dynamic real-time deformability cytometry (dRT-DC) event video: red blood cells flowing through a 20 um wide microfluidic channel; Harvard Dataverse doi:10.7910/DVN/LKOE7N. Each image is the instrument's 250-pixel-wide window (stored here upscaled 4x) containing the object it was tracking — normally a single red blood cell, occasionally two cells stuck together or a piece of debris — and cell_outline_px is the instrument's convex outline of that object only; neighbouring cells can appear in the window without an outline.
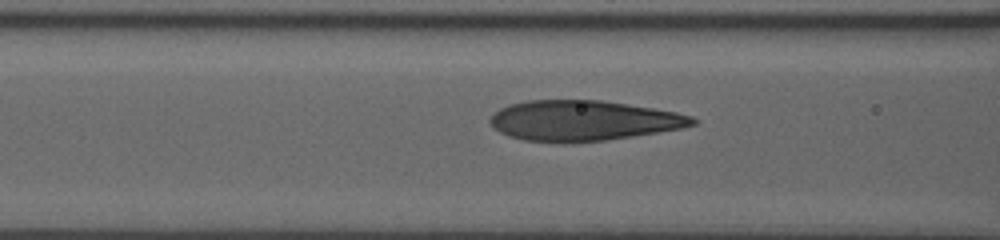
{"species": "human", "species_latin": "Homo sapiens", "temperature_condition": "room temperature", "stored_images_in_passage": 25, "camera_frame_rate_fps": 3000, "um_per_image_px": 0.085, "donor": {"sex": "male"}, "frame": {"image": 1, "passage_image": 18, "time_ms": 5.667, "image_size_px": [1000, 240], "cell_outline_px": [[696, 124], [680, 128], [608, 140], [564, 144], [524, 140], [508, 136], [500, 132], [488, 120], [500, 108], [508, 104], [528, 100], [600, 100], [652, 108], [676, 112], [692, 116], [696, 120]], "centroid_in_image_um": [49.54, 10.26], "position_along_channel_um": 117.1, "area_um2": 47.57}}
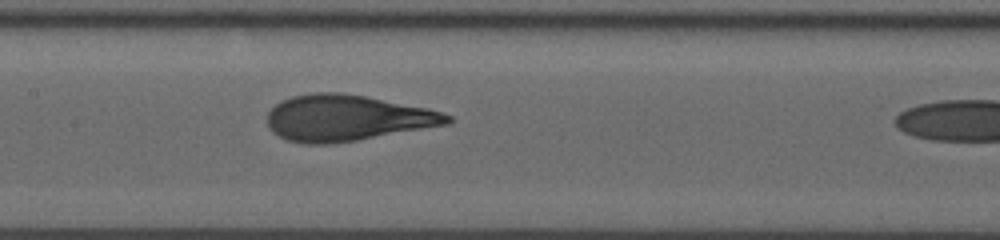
{"frame": {"image": 2, "passage_image": 24, "time_ms": 7.333, "image_size_px": [1000, 240], "cell_outline_px": [[452, 120], [448, 124], [356, 140], [328, 144], [304, 144], [288, 140], [272, 132], [268, 128], [268, 112], [280, 100], [292, 96], [312, 92], [340, 92], [364, 96], [428, 108], [452, 116]], "centroid_in_image_um": [29.44, 10.02], "position_along_channel_um": 178.0, "area_um2": 48.09}}